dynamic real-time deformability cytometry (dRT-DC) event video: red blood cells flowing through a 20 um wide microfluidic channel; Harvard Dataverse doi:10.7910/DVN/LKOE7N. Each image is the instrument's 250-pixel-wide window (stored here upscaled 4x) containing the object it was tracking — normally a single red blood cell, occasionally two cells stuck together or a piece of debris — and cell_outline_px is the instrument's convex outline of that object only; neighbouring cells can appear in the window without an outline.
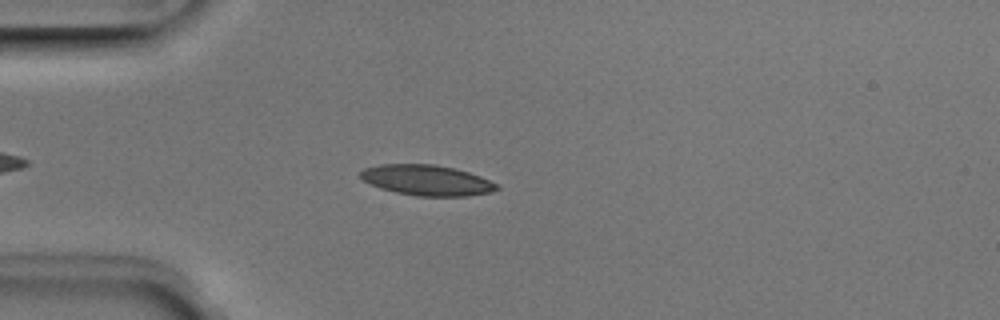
{"species": "Egyptian fruit bat (a non-hibernating species)", "species_latin": "Rousettus aegyptiacus", "temperature_condition": "room temperature", "stored_images_in_passage": 5, "camera_frame_rate_fps": 3000, "um_per_image_px": 0.085, "animal": {"sex": "male"}, "frame": {"image": 1, "passage_image": 5, "time_ms": 1.333, "image_size_px": [1000, 320], "cell_outline_px": [[500, 188], [492, 192], [468, 196], [416, 196], [396, 192], [380, 188], [364, 180], [360, 176], [360, 172], [364, 168], [380, 164], [432, 164], [456, 168], [480, 176], [496, 184]], "centroid_in_image_um": [36.29, 15.32], "position_along_channel_um": 48.7, "area_um2": 24.16}}